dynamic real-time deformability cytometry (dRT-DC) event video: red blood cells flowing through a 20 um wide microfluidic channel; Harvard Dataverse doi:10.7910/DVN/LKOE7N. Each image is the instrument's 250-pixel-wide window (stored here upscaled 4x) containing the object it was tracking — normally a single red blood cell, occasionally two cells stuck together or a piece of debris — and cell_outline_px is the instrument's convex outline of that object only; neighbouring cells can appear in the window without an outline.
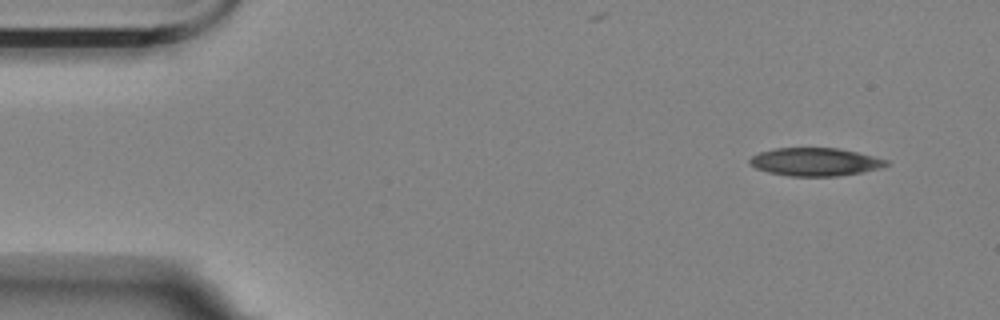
{"species": "Egyptian fruit bat (a non-hibernating species)", "species_latin": "Rousettus aegyptiacus", "temperature_condition": "room temperature", "stored_images_in_passage": 53, "camera_frame_rate_fps": 3000, "um_per_image_px": 0.085, "animal": {"sex": "female"}, "frame": {"image": 1, "passage_image": 1, "time_ms": 0.0, "image_size_px": [1000, 320], "cell_outline_px": [[888, 164], [884, 168], [836, 176], [792, 176], [768, 172], [756, 168], [748, 164], [748, 160], [752, 156], [760, 152], [776, 148], [840, 148], [888, 160]], "centroid_in_image_um": [69.28, 13.76], "position_along_channel_um": 15.7, "area_um2": 22.25}}
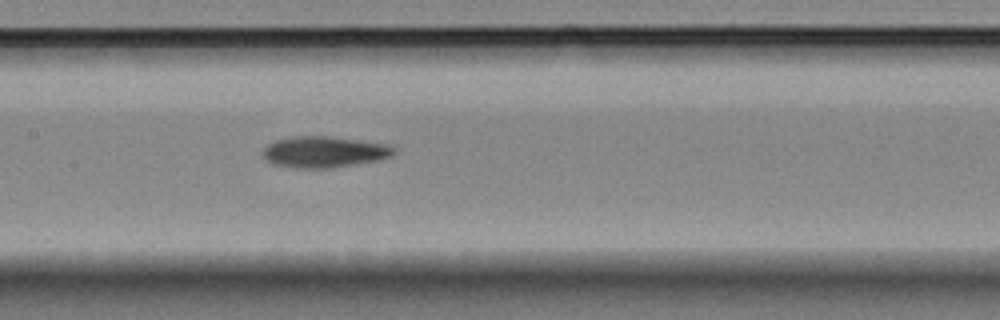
{"frame": {"image": 2, "passage_image": 23, "time_ms": 7.333, "image_size_px": [1000, 320], "cell_outline_px": [[396, 152], [392, 156], [380, 160], [328, 168], [296, 168], [276, 164], [268, 160], [264, 156], [264, 148], [268, 144], [276, 140], [296, 136], [324, 136], [388, 144], [396, 148]], "centroid_in_image_um": [27.61, 12.91], "position_along_channel_um": 179.8, "area_um2": 23.47}}
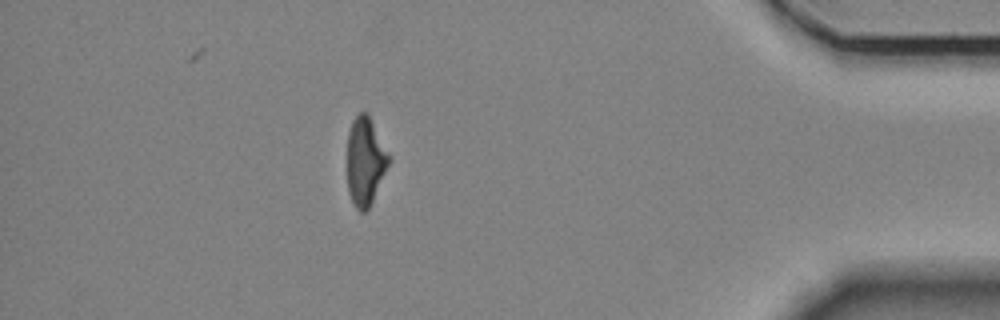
{"frame": {"image": 3, "passage_image": 46, "time_ms": 15.0, "image_size_px": [1000, 320], "cell_outline_px": [[392, 160], [368, 208], [364, 212], [360, 212], [356, 208], [348, 192], [348, 132], [352, 120], [360, 112], [368, 112], [392, 156]], "centroid_in_image_um": [31.09, 13.65], "position_along_channel_um": 404.1, "area_um2": 21.68}, "authors_computed_cell_mechanics": {"area_um2": 23.409, "velocity_mm_per_s": 3.5264, "shape_relaxation_time_tau1_ms": 6.5048, "shape_relaxation_time_tau2_ms": null, "deformation_change_tau1": 0.1542, "deformation_change_tau2": null}}